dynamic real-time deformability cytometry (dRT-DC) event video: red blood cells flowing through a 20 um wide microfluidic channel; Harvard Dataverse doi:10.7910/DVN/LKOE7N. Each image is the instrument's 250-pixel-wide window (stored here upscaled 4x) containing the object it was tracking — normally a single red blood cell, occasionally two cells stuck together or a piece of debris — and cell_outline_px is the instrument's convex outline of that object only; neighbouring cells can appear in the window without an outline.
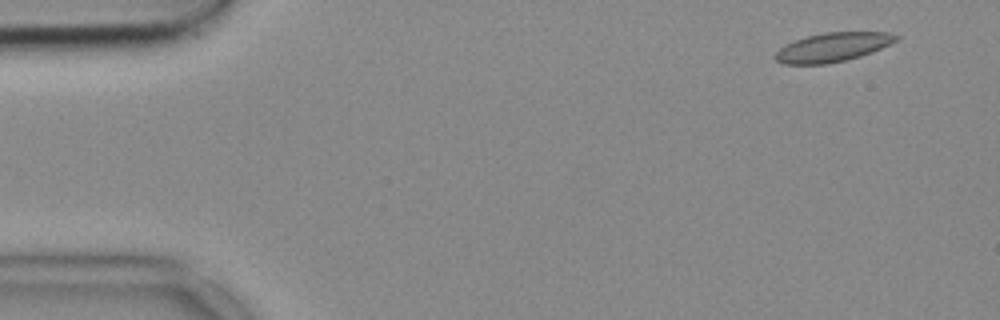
{"species": "common noctule bat (a hibernating species)", "species_latin": "Nyctalus noctula", "temperature_condition": "cold", "stored_images_in_passage": 54, "camera_frame_rate_fps": 3000, "um_per_image_px": 0.085, "animal": {"sex": "female", "body_mass_g": 18.4}, "frame": {"image": 1, "passage_image": 4, "time_ms": 1.0, "image_size_px": [1000, 320], "cell_outline_px": [[900, 40], [872, 52], [860, 56], [828, 64], [784, 64], [776, 60], [772, 56], [784, 44], [808, 36], [824, 32], [888, 32], [900, 36]], "centroid_in_image_um": [70.79, 4.01], "position_along_channel_um": 14.2, "area_um2": 20.52}}
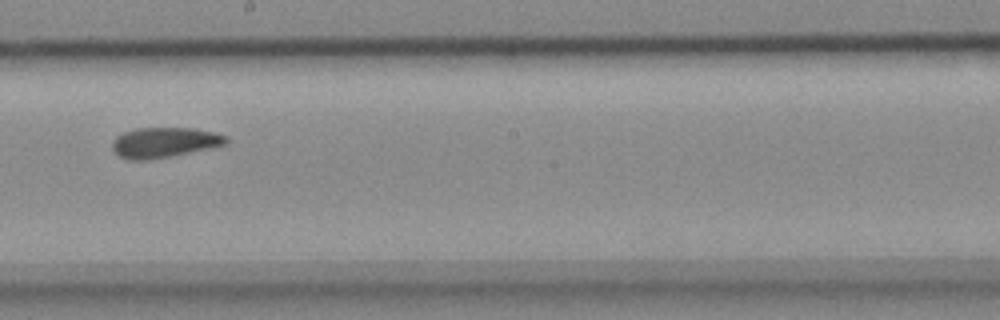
{"frame": {"image": 2, "passage_image": 30, "time_ms": 9.667, "image_size_px": [1000, 320], "cell_outline_px": [[228, 144], [212, 148], [152, 160], [128, 160], [120, 156], [112, 148], [112, 140], [116, 136], [124, 132], [136, 128], [192, 128], [216, 132], [228, 136]], "centroid_in_image_um": [14.0, 12.11], "position_along_channel_um": 234.2, "area_um2": 20.35}}
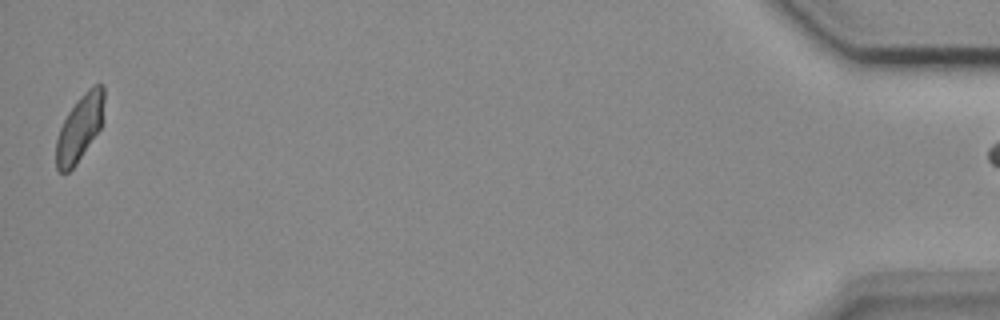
{"frame": {"image": 3, "passage_image": 53, "time_ms": 17.333, "image_size_px": [1000, 320], "cell_outline_px": [[104, 120], [100, 128], [76, 164], [68, 172], [60, 172], [56, 168], [56, 140], [60, 128], [68, 112], [76, 100], [88, 88], [96, 84], [104, 84]], "centroid_in_image_um": [6.79, 10.84], "position_along_channel_um": 428.4, "area_um2": 18.55}}